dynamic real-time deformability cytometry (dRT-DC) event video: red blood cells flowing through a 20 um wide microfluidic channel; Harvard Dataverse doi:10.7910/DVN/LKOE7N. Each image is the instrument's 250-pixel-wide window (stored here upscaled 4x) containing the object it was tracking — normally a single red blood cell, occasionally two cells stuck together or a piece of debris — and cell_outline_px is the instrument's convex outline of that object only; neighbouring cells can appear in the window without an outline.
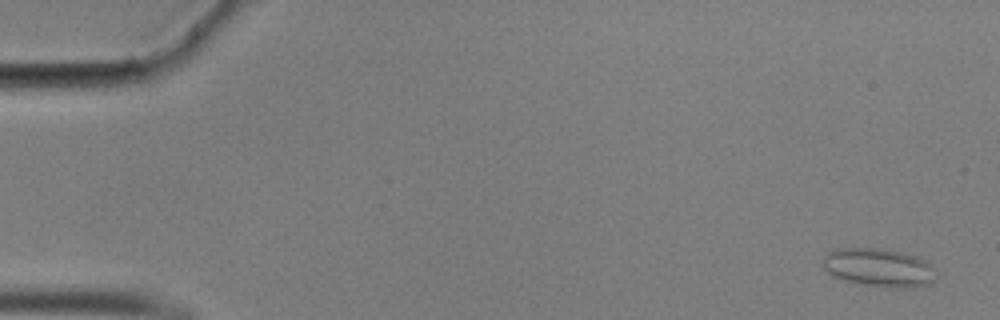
{"species": "common noctule bat (a hibernating species)", "species_latin": "Nyctalus noctula", "temperature_condition": "cold", "stored_images_in_passage": 58, "camera_frame_rate_fps": 3000, "um_per_image_px": 0.085, "animal": {"sex": "male", "body_mass_g": 17.9}, "frame": {"image": 1, "passage_image": 3, "time_ms": 0.667, "image_size_px": [1000, 320], "cell_outline_px": [[940, 272], [932, 284], [916, 288], [888, 288], [844, 280], [832, 276], [824, 268], [824, 256], [828, 252], [836, 248], [888, 248], [920, 256]], "centroid_in_image_um": [74.81, 22.74], "position_along_channel_um": 10.2, "area_um2": 26.13}}
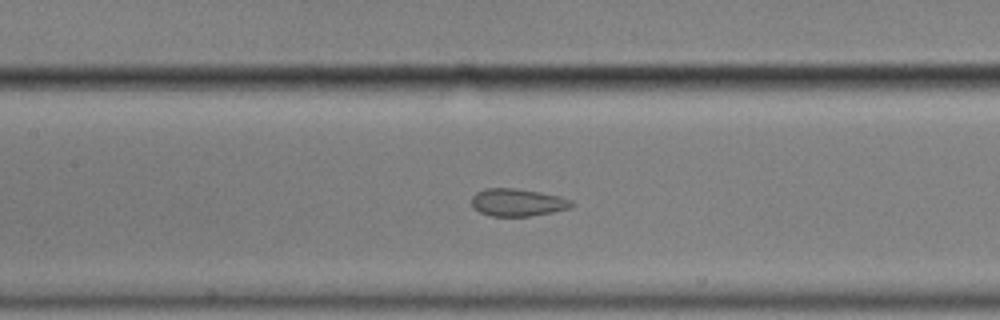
{"frame": {"image": 2, "passage_image": 27, "time_ms": 8.667, "image_size_px": [1000, 320], "cell_outline_px": [[576, 204], [572, 208], [532, 216], [492, 216], [480, 212], [472, 208], [472, 196], [476, 192], [484, 188], [512, 188], [540, 192], [572, 200]], "centroid_in_image_um": [43.99, 17.21], "position_along_channel_um": 163.4, "area_um2": 16.13}}
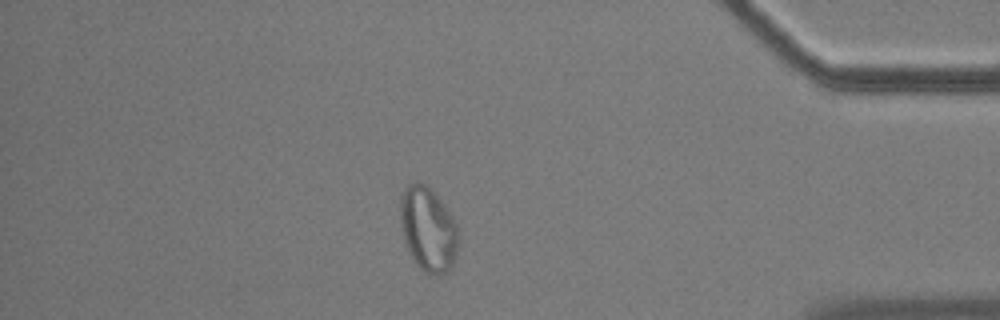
{"frame": {"image": 3, "passage_image": 50, "time_ms": 16.333, "image_size_px": [1000, 320], "cell_outline_px": [[456, 256], [452, 264], [440, 276], [428, 276], [412, 260], [404, 240], [400, 224], [400, 196], [404, 188], [408, 184], [424, 184], [444, 204], [452, 216], [456, 224]], "centroid_in_image_um": [36.34, 19.52], "position_along_channel_um": 398.9, "area_um2": 28.26}}